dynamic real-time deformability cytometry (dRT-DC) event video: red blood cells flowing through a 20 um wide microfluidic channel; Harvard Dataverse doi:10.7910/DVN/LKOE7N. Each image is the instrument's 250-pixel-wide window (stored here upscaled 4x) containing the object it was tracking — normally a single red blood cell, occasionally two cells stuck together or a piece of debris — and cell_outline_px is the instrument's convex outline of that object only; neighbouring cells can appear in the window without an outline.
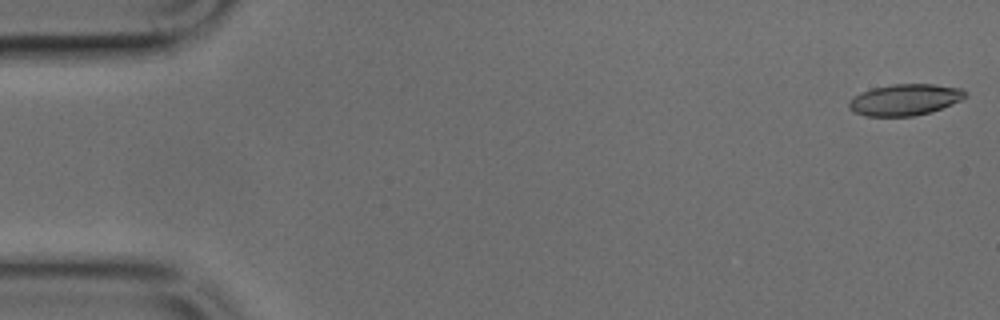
{"species": "common noctule bat (a hibernating species)", "species_latin": "Nyctalus noctula", "temperature_condition": "cold", "stored_images_in_passage": 48, "camera_frame_rate_fps": 3000, "um_per_image_px": 0.085, "animal": {"sex": "male", "body_mass_g": 17.9, "forearm_length_mm": 54.2}, "frame": {"image": 1, "passage_image": 1, "time_ms": 0.0, "image_size_px": [1000, 320], "cell_outline_px": [[968, 96], [952, 104], [932, 112], [912, 116], [864, 116], [852, 112], [848, 108], [848, 104], [856, 96], [872, 88], [892, 84], [936, 84], [960, 88], [968, 92]], "centroid_in_image_um": [76.95, 8.48], "position_along_channel_um": 8.0, "area_um2": 21.27}}
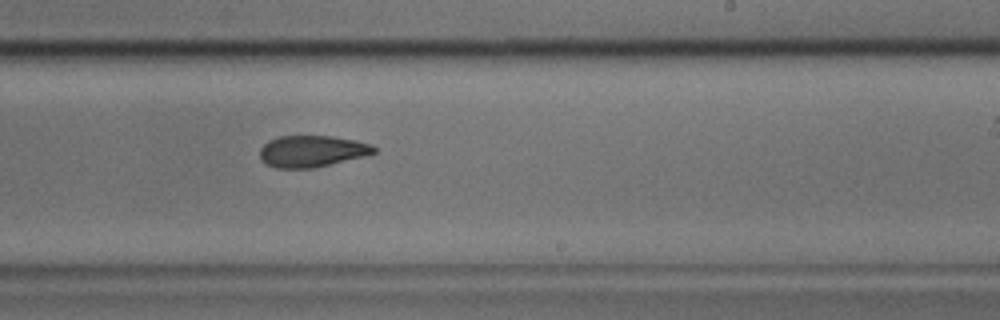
{"frame": {"image": 2, "passage_image": 29, "time_ms": 9.333, "image_size_px": [1000, 320], "cell_outline_px": [[376, 152], [364, 156], [312, 168], [276, 168], [264, 164], [260, 160], [260, 148], [268, 140], [280, 136], [332, 136], [356, 140], [372, 144], [376, 148]], "centroid_in_image_um": [26.48, 12.85], "position_along_channel_um": 262.5, "area_um2": 21.04}}
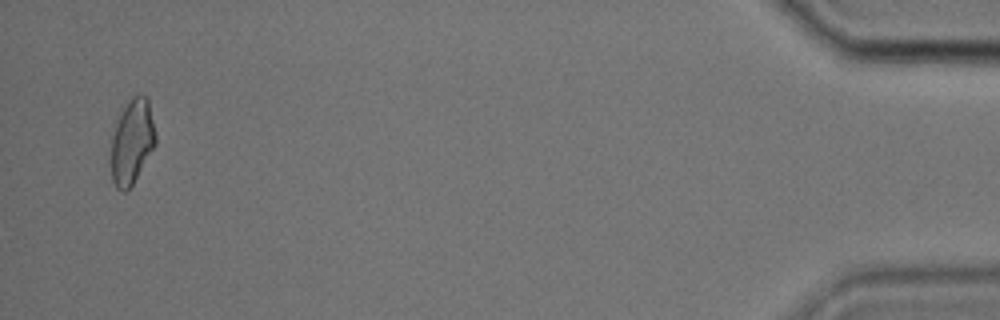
{"frame": {"image": 3, "passage_image": 47, "time_ms": 15.333, "image_size_px": [1000, 320], "cell_outline_px": [[156, 144], [132, 184], [124, 192], [116, 188], [112, 180], [112, 136], [116, 124], [124, 108], [132, 96], [140, 92], [148, 96], [156, 132]], "centroid_in_image_um": [11.26, 11.99], "position_along_channel_um": 423.9, "area_um2": 21.79}}